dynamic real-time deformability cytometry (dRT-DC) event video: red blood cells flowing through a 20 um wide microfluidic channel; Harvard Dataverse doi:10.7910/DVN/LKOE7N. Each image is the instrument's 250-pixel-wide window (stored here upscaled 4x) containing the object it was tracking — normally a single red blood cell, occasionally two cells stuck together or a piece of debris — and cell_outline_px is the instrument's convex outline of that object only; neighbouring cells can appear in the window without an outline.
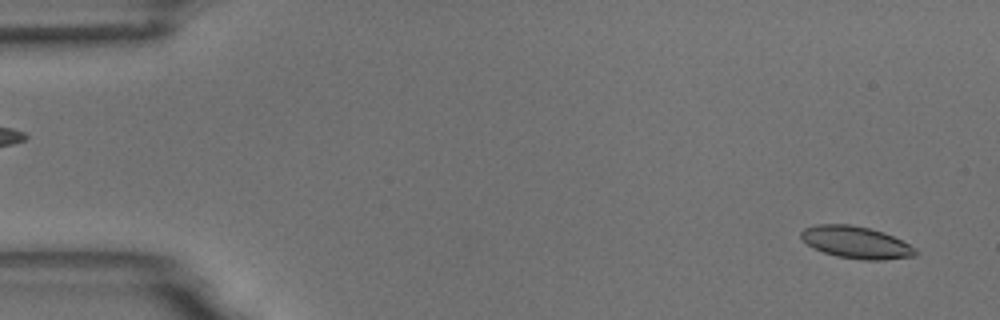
{"species": "common noctule bat (a hibernating species)", "species_latin": "Nyctalus noctula", "temperature_condition": "room temperature", "stored_images_in_passage": 59, "camera_frame_rate_fps": 3000, "um_per_image_px": 0.085, "animal": {"sex": "male", "body_mass_g": 18.8}, "frame": {"image": 1, "passage_image": 3, "time_ms": 0.667, "image_size_px": [1000, 320], "cell_outline_px": [[916, 256], [884, 260], [860, 260], [836, 256], [812, 248], [800, 236], [800, 232], [804, 228], [816, 224], [848, 224], [868, 228], [884, 232], [916, 248]], "centroid_in_image_um": [72.75, 20.61], "position_along_channel_um": 12.3, "area_um2": 21.39}}
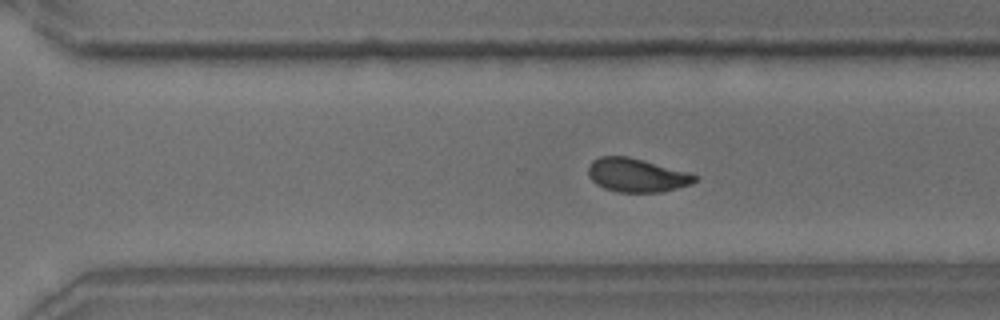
{"frame": {"image": 2, "passage_image": 40, "time_ms": 13.0, "image_size_px": [1000, 320], "cell_outline_px": [[696, 180], [692, 184], [660, 192], [616, 192], [604, 188], [596, 184], [588, 176], [588, 164], [592, 160], [600, 156], [628, 156], [688, 172], [696, 176]], "centroid_in_image_um": [54.07, 14.89], "position_along_channel_um": 316.5, "area_um2": 20.87}}
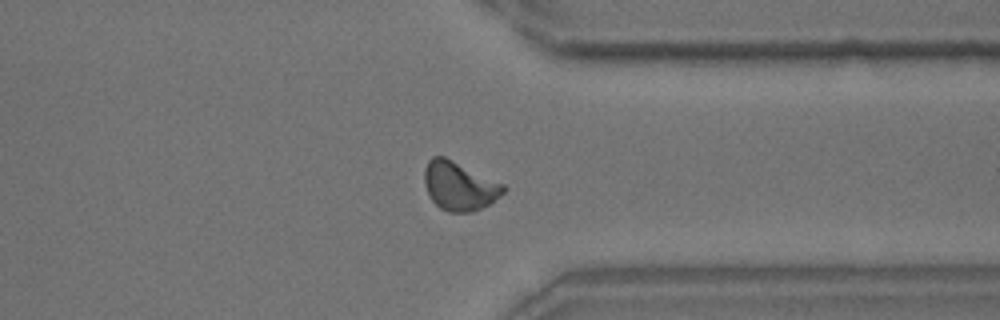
{"frame": {"image": 3, "passage_image": 45, "time_ms": 14.667, "image_size_px": [1000, 320], "cell_outline_px": [[508, 188], [500, 196], [488, 204], [472, 212], [448, 212], [440, 208], [432, 200], [424, 184], [424, 168], [428, 160], [432, 156], [444, 156], [504, 184]], "centroid_in_image_um": [39.03, 15.8], "position_along_channel_um": 372.4, "area_um2": 22.37}, "authors_computed_cell_mechanics": {"area_um2": 21.386, "velocity_mm_per_s": 3.473, "shape_relaxation_time_tau1_ms": 6.2308, "shape_relaxation_time_tau2_ms": 2.4898, "deformation_change_tau1": 0.1535, "deformation_change_tau2": 0.0623}}